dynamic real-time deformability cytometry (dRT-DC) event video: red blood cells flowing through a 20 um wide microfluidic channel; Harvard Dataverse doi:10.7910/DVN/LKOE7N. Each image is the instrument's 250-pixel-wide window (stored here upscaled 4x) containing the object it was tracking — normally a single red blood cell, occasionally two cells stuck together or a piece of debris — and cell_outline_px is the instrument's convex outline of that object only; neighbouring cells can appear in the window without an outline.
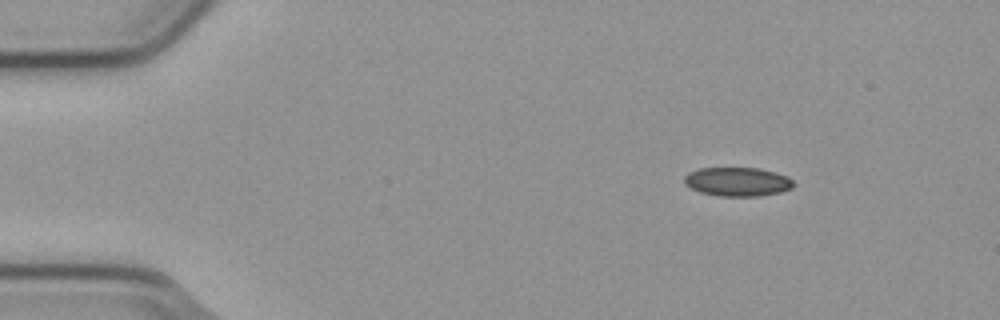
{"species": "common noctule bat (a hibernating species)", "species_latin": "Nyctalus noctula", "temperature_condition": "cold", "stored_images_in_passage": 3, "camera_frame_rate_fps": 3000, "um_per_image_px": 0.085, "animal": {"sex": "male", "body_mass_g": 23.1, "forearm_length_mm": 52.7}, "frame": {"image": 1, "passage_image": 3, "time_ms": 0.667, "image_size_px": [1000, 320], "cell_outline_px": [[792, 188], [780, 192], [756, 196], [720, 196], [700, 192], [684, 184], [684, 176], [688, 172], [700, 168], [760, 168], [776, 172], [788, 176], [792, 180]], "centroid_in_image_um": [62.67, 15.44], "position_along_channel_um": 22.3, "area_um2": 18.38}}